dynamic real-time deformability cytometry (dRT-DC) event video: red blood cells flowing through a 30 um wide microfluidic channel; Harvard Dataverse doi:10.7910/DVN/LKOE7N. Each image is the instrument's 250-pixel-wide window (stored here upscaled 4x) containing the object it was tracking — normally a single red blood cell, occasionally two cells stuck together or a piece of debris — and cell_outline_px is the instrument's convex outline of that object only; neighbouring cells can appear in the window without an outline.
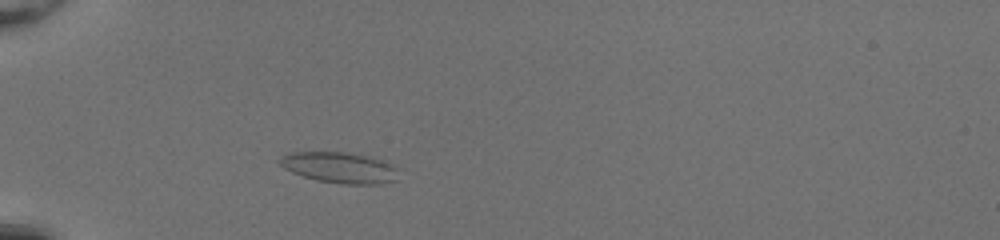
{"species": "common noctule bat (a hibernating species)", "species_latin": "Nyctalus noctula", "temperature_condition": "room temperature", "stored_images_in_passage": 42, "camera_frame_rate_fps": 3000, "um_per_image_px": 0.085, "animal": {"sex": "female", "body_mass_g": 20.0, "forearm_length_mm": 54.0}, "frame": {"image": 1, "passage_image": 8, "time_ms": 2.333, "image_size_px": [1000, 240], "cell_outline_px": [[400, 180], [384, 184], [340, 184], [316, 180], [292, 172], [284, 168], [276, 160], [280, 156], [288, 152], [344, 152], [368, 156], [392, 164], [396, 168]], "centroid_in_image_um": [28.87, 14.25], "position_along_channel_um": 56.1, "area_um2": 21.68}}
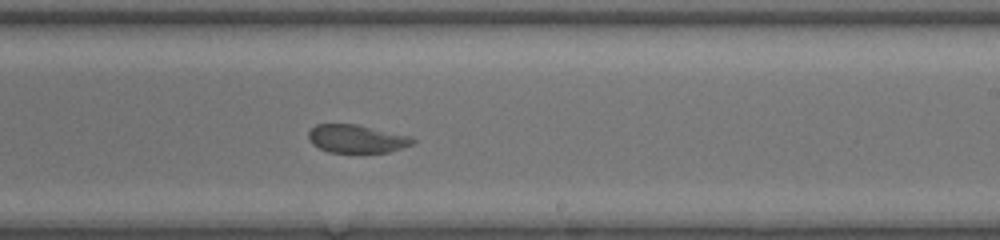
{"frame": {"image": 2, "passage_image": 24, "time_ms": 7.667, "image_size_px": [1000, 240], "cell_outline_px": [[416, 140], [412, 144], [388, 152], [328, 152], [312, 144], [308, 140], [308, 132], [316, 124], [356, 124], [412, 136]], "centroid_in_image_um": [30.3, 11.79], "position_along_channel_um": 258.7, "area_um2": 17.05}}
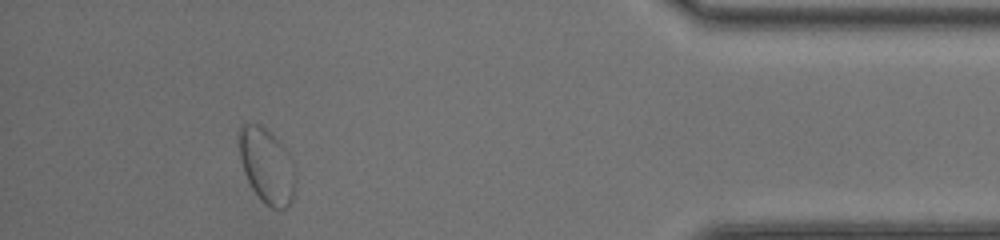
{"frame": {"image": 3, "passage_image": 38, "time_ms": 12.333, "image_size_px": [1000, 240], "cell_outline_px": [[296, 184], [292, 200], [284, 208], [272, 208], [260, 200], [252, 188], [244, 172], [240, 160], [236, 136], [236, 132], [240, 124], [260, 124], [288, 152], [296, 168]], "centroid_in_image_um": [22.65, 14.08], "position_along_channel_um": 412.6, "area_um2": 24.97}, "authors_computed_cell_mechanics": {"area_um2": 19.8832, "velocity_mm_per_s": 4.1863, "shape_relaxation_time_tau1_ms": null, "shape_relaxation_time_tau2_ms": 1.2229, "deformation_change_tau1": null, "deformation_change_tau2": 0.0641}}